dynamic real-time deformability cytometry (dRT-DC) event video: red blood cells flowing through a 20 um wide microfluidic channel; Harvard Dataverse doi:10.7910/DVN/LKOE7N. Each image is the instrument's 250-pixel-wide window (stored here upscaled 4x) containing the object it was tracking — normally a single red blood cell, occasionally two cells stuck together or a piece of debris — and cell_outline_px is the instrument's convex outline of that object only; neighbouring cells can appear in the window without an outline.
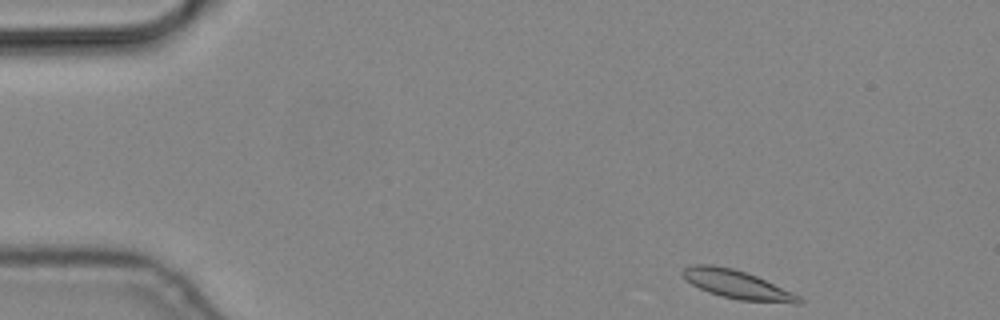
{"species": "common noctule bat (a hibernating species)", "species_latin": "Nyctalus noctula", "temperature_condition": "cold", "stored_images_in_passage": 5, "camera_frame_rate_fps": 3000, "um_per_image_px": 0.085, "animal": {"sex": "male", "body_mass_g": 19.2, "forearm_length_mm": 51.8}, "frame": {"image": 1, "passage_image": 1, "time_ms": 0.0, "image_size_px": [1000, 320], "cell_outline_px": [[804, 300], [800, 304], [796, 304], [740, 300], [720, 296], [708, 292], [692, 284], [680, 272], [684, 268], [692, 264], [712, 264], [732, 268], [756, 276], [792, 292], [800, 296]], "centroid_in_image_um": [62.67, 24.19], "position_along_channel_um": 22.3, "area_um2": 19.25}}
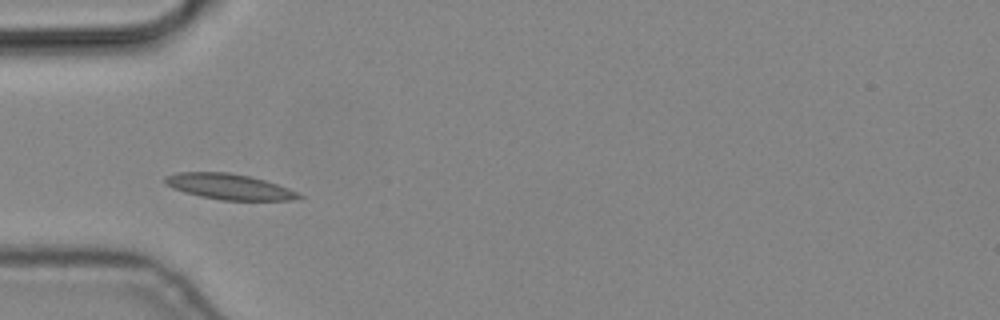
{"frame": {"image": 2, "passage_image": 4, "time_ms": 1.0, "image_size_px": [1000, 320], "cell_outline_px": [[304, 196], [300, 200], [220, 200], [200, 196], [184, 192], [172, 188], [164, 184], [164, 176], [176, 172], [228, 172], [248, 176], [264, 180], [300, 192]], "centroid_in_image_um": [19.48, 15.87], "position_along_channel_um": 65.5, "area_um2": 20.17}}
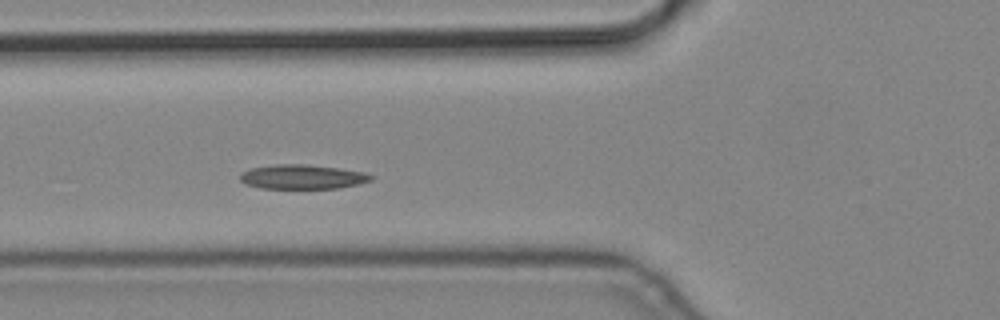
{"frame": {"image": 3, "passage_image": 5, "time_ms": 1.333, "image_size_px": [1000, 320], "cell_outline_px": [[376, 176], [372, 180], [340, 188], [260, 188], [244, 184], [240, 180], [240, 172], [252, 168], [276, 164], [304, 164], [340, 168], [364, 172]], "centroid_in_image_um": [25.7, 15.03], "position_along_channel_um": 100.1, "area_um2": 18.67}}